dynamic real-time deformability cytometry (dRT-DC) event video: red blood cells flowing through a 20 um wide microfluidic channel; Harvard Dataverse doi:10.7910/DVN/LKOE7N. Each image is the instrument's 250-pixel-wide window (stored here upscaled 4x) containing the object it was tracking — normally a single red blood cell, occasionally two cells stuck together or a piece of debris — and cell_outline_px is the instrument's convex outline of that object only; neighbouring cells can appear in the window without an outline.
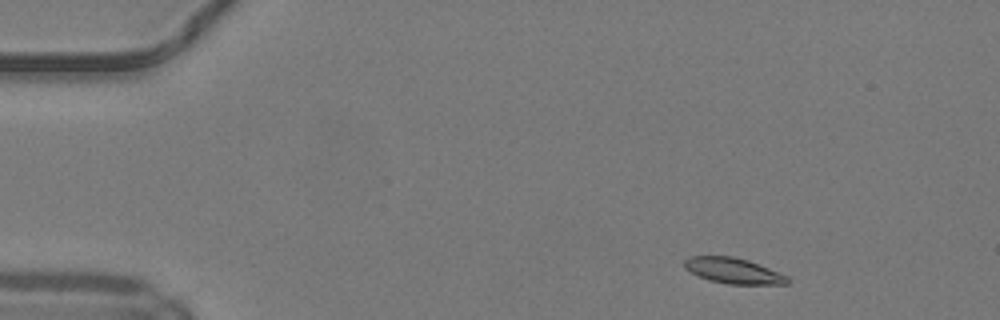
{"species": "common noctule bat (a hibernating species)", "species_latin": "Nyctalus noctula", "temperature_condition": "warm", "stored_images_in_passage": 46, "camera_frame_rate_fps": 3000, "um_per_image_px": 0.085, "animal": {"sex": "male", "body_mass_g": 19.2, "forearm_length_mm": 51.8}, "frame": {"image": 1, "passage_image": 3, "time_ms": 0.667, "image_size_px": [1000, 320], "cell_outline_px": [[792, 280], [788, 284], [728, 284], [708, 280], [684, 268], [684, 260], [688, 256], [732, 256], [748, 260], [788, 276]], "centroid_in_image_um": [62.34, 23.01], "position_along_channel_um": 22.7, "area_um2": 15.37}}
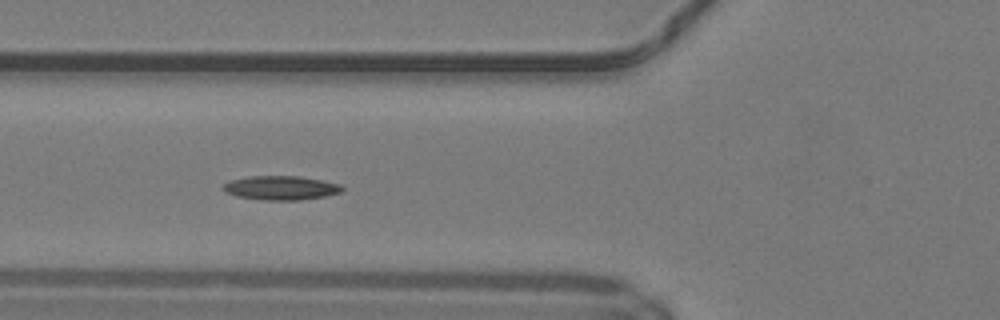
{"frame": {"image": 2, "passage_image": 15, "time_ms": 4.667, "image_size_px": [1000, 320], "cell_outline_px": [[344, 188], [340, 192], [324, 196], [300, 200], [260, 200], [236, 196], [224, 192], [224, 184], [232, 180], [248, 176], [300, 176], [340, 184]], "centroid_in_image_um": [23.86, 15.97], "position_along_channel_um": 101.9, "area_um2": 16.59}}
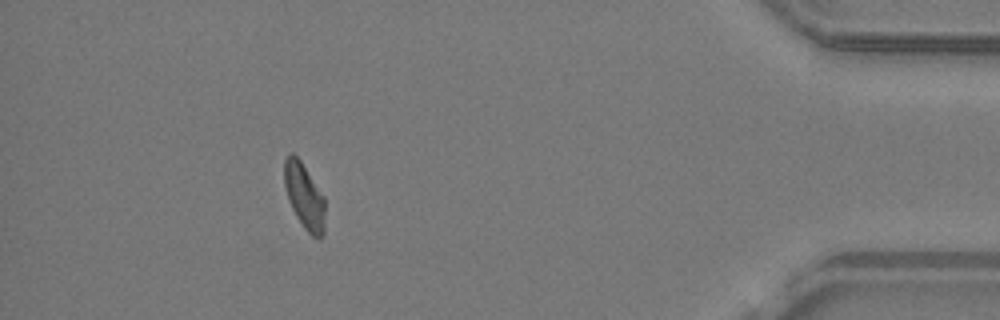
{"frame": {"image": 3, "passage_image": 41, "time_ms": 13.333, "image_size_px": [1000, 320], "cell_outline_px": [[324, 236], [320, 240], [312, 236], [304, 228], [296, 216], [288, 200], [284, 184], [284, 160], [288, 152], [292, 152], [300, 160], [324, 196]], "centroid_in_image_um": [25.86, 16.68], "position_along_channel_um": 409.3, "area_um2": 15.66}, "authors_computed_cell_mechanics": {"area_um2": 15.6638, "velocity_mm_per_s": 4.1755, "shape_relaxation_time_tau1_ms": 7.8261, "shape_relaxation_time_tau2_ms": 5.9041, "deformation_change_tau1": 0.1867, "deformation_change_tau2": 0.1187}}